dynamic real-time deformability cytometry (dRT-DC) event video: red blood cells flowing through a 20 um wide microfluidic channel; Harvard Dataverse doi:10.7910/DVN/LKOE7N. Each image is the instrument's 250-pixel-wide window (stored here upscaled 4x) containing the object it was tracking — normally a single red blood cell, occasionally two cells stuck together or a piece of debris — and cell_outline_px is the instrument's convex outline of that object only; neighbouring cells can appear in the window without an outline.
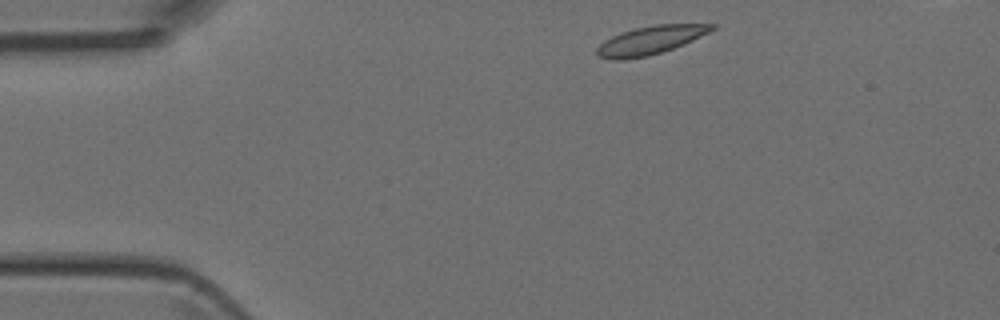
{"species": "Egyptian fruit bat (a non-hibernating species)", "species_latin": "Rousettus aegyptiacus", "temperature_condition": "room temperature", "stored_images_in_passage": 39, "camera_frame_rate_fps": 3000, "um_per_image_px": 0.085, "animal": {"sex": "female"}, "frame": {"image": 1, "passage_image": 1, "time_ms": 0.0, "image_size_px": [1000, 320], "cell_outline_px": [[716, 28], [692, 40], [672, 48], [648, 56], [620, 60], [612, 60], [596, 56], [596, 48], [604, 40], [620, 32], [636, 28], [656, 24], [716, 24]], "centroid_in_image_um": [55.22, 3.42], "position_along_channel_um": 29.8, "area_um2": 18.84}}
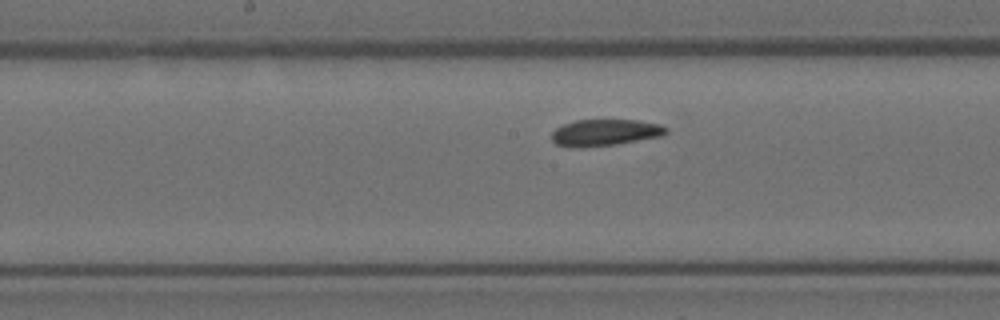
{"frame": {"image": 2, "passage_image": 17, "time_ms": 5.333, "image_size_px": [1000, 320], "cell_outline_px": [[668, 132], [664, 136], [616, 144], [576, 148], [568, 148], [556, 144], [552, 140], [552, 132], [556, 128], [564, 124], [576, 120], [640, 120], [660, 124], [668, 128]], "centroid_in_image_um": [51.45, 11.27], "position_along_channel_um": 196.8, "area_um2": 17.92}}
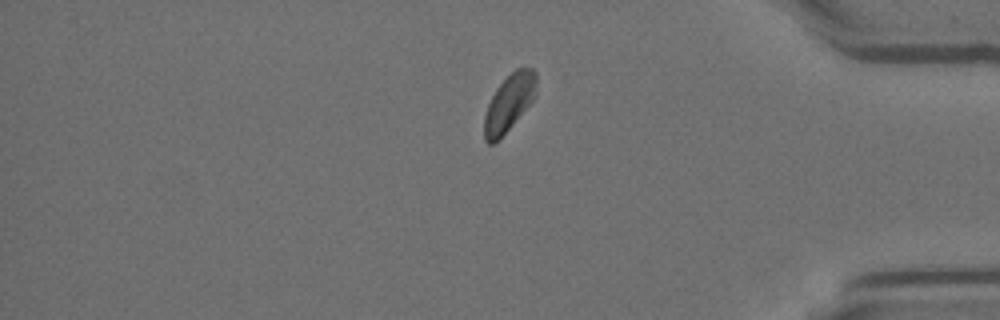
{"frame": {"image": 3, "passage_image": 33, "time_ms": 10.667, "image_size_px": [1000, 320], "cell_outline_px": [[536, 96], [508, 128], [492, 144], [488, 144], [484, 140], [484, 116], [488, 104], [496, 88], [516, 68], [532, 68], [536, 72]], "centroid_in_image_um": [43.27, 8.71], "position_along_channel_um": 391.9, "area_um2": 16.76}}